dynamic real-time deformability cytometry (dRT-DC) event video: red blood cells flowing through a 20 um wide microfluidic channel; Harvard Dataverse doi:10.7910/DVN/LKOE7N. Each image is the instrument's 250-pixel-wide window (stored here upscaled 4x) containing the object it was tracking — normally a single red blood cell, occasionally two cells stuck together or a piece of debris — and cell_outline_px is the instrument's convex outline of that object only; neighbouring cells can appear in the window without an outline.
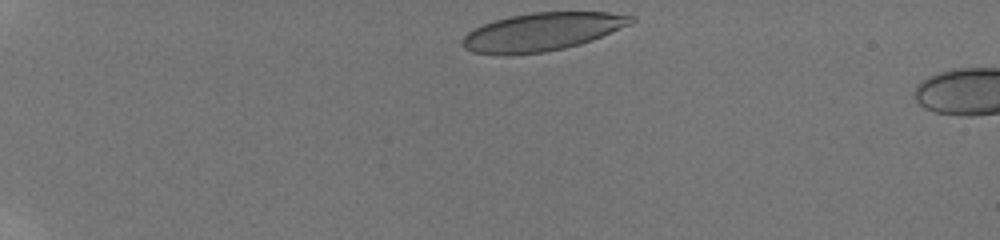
{"species": "human", "species_latin": "Homo sapiens", "temperature_condition": "room temperature", "stored_images_in_passage": 7, "camera_frame_rate_fps": 3000, "um_per_image_px": 0.085, "donor": {"sex": "male"}, "frame": {"image": 1, "passage_image": 1, "time_ms": 0.0, "image_size_px": [1000, 240], "cell_outline_px": [[636, 20], [632, 24], [592, 40], [580, 44], [564, 48], [544, 52], [512, 56], [504, 56], [472, 52], [464, 48], [460, 44], [460, 40], [468, 32], [484, 24], [508, 16], [532, 12], [608, 12], [636, 16]], "centroid_in_image_um": [46.06, 2.72], "position_along_channel_um": 38.9, "area_um2": 37.86}}
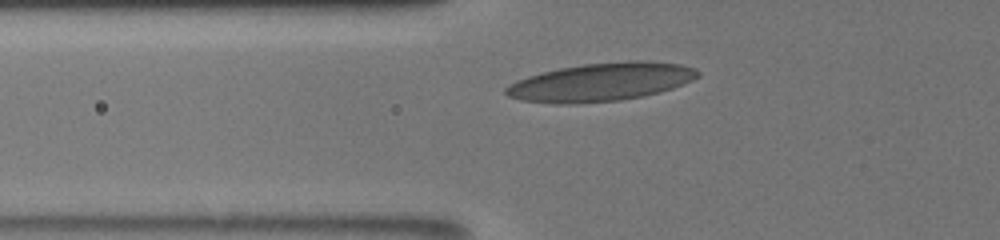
{"frame": {"image": 2, "passage_image": 6, "time_ms": 3.0, "image_size_px": [1000, 240], "cell_outline_px": [[700, 76], [684, 84], [660, 92], [644, 96], [620, 100], [572, 104], [556, 104], [520, 100], [508, 96], [504, 92], [504, 88], [508, 84], [516, 80], [528, 76], [560, 68], [584, 64], [632, 60], [648, 60], [680, 64], [696, 68], [700, 72]], "centroid_in_image_um": [51.1, 6.97], "position_along_channel_um": 74.7, "area_um2": 43.0}}